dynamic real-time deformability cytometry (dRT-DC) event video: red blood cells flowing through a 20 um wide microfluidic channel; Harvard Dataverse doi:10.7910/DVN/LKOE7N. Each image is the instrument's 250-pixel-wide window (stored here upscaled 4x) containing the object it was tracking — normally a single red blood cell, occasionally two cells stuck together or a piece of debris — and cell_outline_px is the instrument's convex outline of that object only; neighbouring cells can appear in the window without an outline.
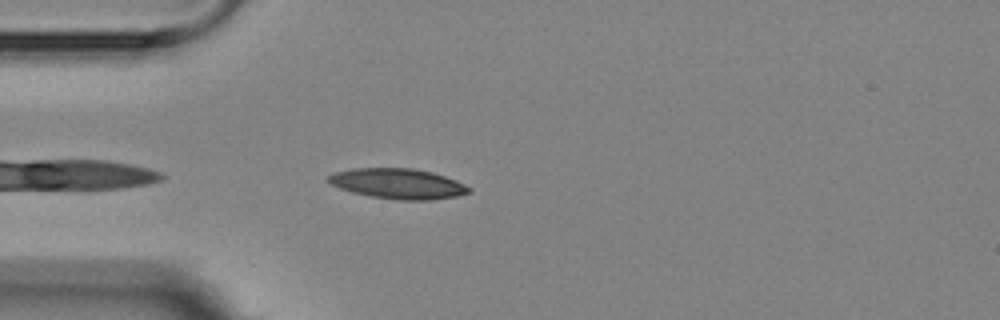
{"species": "Egyptian fruit bat (a non-hibernating species)", "species_latin": "Rousettus aegyptiacus", "temperature_condition": "room temperature", "stored_images_in_passage": 5, "camera_frame_rate_fps": 3000, "um_per_image_px": 0.085, "animal": {"sex": "female"}, "frame": {"image": 1, "passage_image": 5, "time_ms": 4.667, "image_size_px": [1000, 320], "cell_outline_px": [[472, 192], [456, 196], [428, 200], [400, 200], [372, 196], [352, 192], [340, 188], [332, 184], [328, 180], [328, 176], [336, 172], [352, 168], [412, 168], [432, 172], [456, 180], [472, 188]], "centroid_in_image_um": [33.86, 15.61], "position_along_channel_um": 51.1, "area_um2": 24.62}}